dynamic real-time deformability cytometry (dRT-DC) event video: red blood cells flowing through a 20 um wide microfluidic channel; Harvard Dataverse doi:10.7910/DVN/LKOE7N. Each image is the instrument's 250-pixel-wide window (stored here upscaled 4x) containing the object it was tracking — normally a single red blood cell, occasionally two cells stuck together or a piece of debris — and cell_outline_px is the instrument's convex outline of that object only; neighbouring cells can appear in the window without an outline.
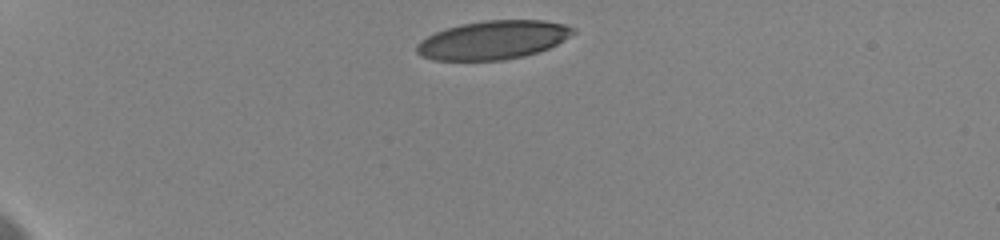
{"species": "human", "species_latin": "Homo sapiens", "temperature_condition": "cold", "stored_images_in_passage": 22, "camera_frame_rate_fps": 3000, "um_per_image_px": 0.085, "donor": {"sex": "female"}, "frame": {"image": 1, "passage_image": 1, "time_ms": 0.0, "image_size_px": [1000, 240], "cell_outline_px": [[576, 32], [564, 40], [548, 48], [524, 56], [504, 60], [432, 60], [420, 56], [416, 52], [416, 44], [420, 40], [436, 32], [460, 24], [484, 20], [540, 20], [564, 24], [576, 28]], "centroid_in_image_um": [41.9, 3.4], "position_along_channel_um": 43.1, "area_um2": 35.2}}
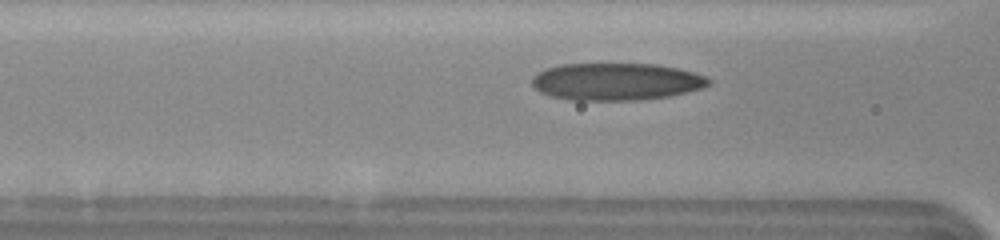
{"frame": {"image": 2, "passage_image": 7, "time_ms": 3.667, "image_size_px": [1000, 240], "cell_outline_px": [[712, 80], [708, 84], [700, 88], [688, 92], [672, 96], [644, 100], [568, 100], [552, 96], [540, 92], [532, 84], [532, 76], [544, 68], [560, 64], [656, 64], [696, 72]], "centroid_in_image_um": [52.37, 6.94], "position_along_channel_um": 114.2, "area_um2": 38.61}}